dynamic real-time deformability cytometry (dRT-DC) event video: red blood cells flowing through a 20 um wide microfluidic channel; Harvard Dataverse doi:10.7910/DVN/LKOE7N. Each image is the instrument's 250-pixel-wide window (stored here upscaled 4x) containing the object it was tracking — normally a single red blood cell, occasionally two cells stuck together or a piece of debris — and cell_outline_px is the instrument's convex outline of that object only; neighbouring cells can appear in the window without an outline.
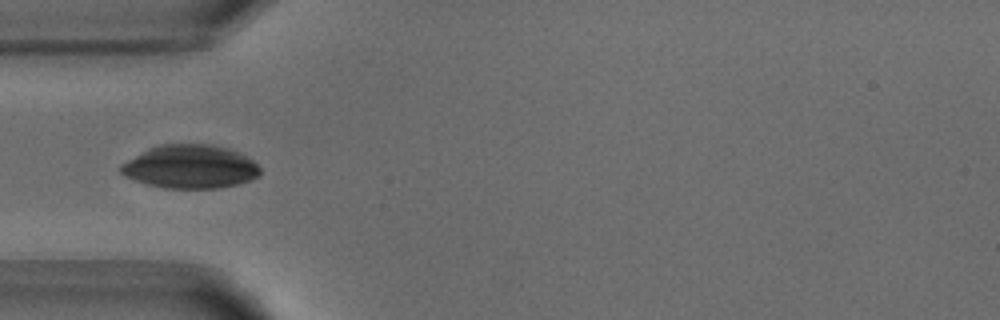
{"species": "common noctule bat (a hibernating species)", "species_latin": "Nyctalus noctula", "temperature_condition": "warm", "stored_images_in_passage": 36, "camera_frame_rate_fps": 3000, "um_per_image_px": 0.085, "animal": {"sex": "male", "body_mass_g": 18.8}, "frame": {"image": 1, "passage_image": 1, "time_ms": 0.0, "image_size_px": [1000, 320], "cell_outline_px": [[260, 176], [252, 180], [220, 188], [164, 188], [148, 184], [124, 176], [120, 172], [120, 164], [148, 148], [160, 144], [212, 144], [228, 148], [252, 160], [260, 168]], "centroid_in_image_um": [16.16, 14.17], "position_along_channel_um": 68.8, "area_um2": 35.26}}